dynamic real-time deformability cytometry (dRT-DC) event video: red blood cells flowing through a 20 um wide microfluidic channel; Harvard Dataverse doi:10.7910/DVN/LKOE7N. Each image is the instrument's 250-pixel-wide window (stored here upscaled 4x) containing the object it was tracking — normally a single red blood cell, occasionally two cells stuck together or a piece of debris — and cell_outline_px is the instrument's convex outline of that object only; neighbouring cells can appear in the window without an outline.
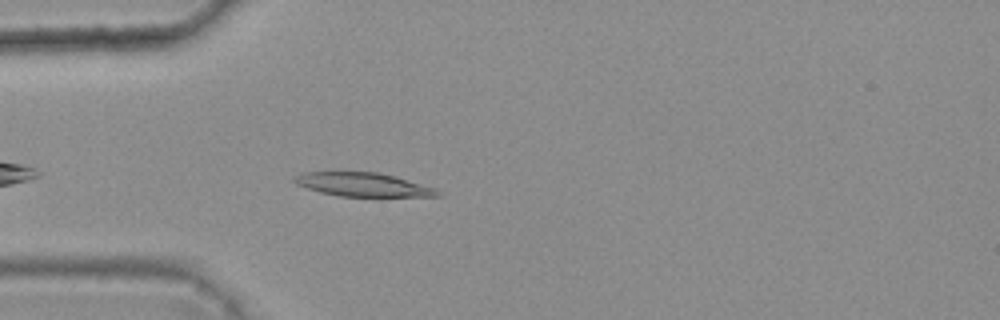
{"species": "common noctule bat (a hibernating species)", "species_latin": "Nyctalus noctula", "temperature_condition": "warm", "stored_images_in_passage": 5, "camera_frame_rate_fps": 3000, "um_per_image_px": 0.085, "animal": {"sex": "female", "body_mass_g": 25.1}, "frame": {"image": 1, "passage_image": 5, "time_ms": 1.333, "image_size_px": [1000, 320], "cell_outline_px": [[440, 196], [340, 196], [320, 192], [296, 184], [292, 180], [296, 176], [304, 172], [380, 172], [396, 176], [432, 188], [440, 192]], "centroid_in_image_um": [30.81, 15.68], "position_along_channel_um": 54.2, "area_um2": 19.42}}